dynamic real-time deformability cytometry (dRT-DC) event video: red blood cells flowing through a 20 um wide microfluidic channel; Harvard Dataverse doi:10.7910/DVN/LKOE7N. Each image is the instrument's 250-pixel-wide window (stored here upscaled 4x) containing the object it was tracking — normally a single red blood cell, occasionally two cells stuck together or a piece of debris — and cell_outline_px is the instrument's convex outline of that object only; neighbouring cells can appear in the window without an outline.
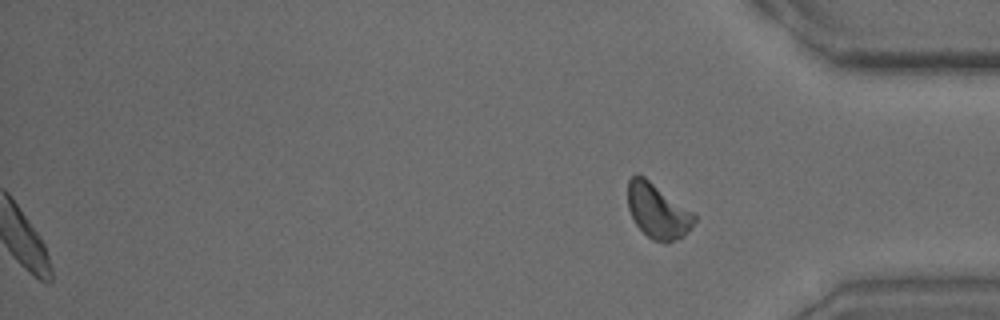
{"species": "common noctule bat (a hibernating species)", "species_latin": "Nyctalus noctula", "temperature_condition": "warm", "stored_images_in_passage": 40, "segment_of_instrument_passage": [2, 2], "camera_frame_rate_fps": 3000, "um_per_image_px": 0.085, "animal": {"sex": "male", "body_mass_g": 15.6}, "frame": {"image": 1, "passage_image": 40, "time_ms": 13.0, "image_size_px": [1000, 320], "cell_outline_px": [[696, 220], [692, 228], [684, 236], [672, 240], [652, 240], [636, 224], [628, 208], [628, 180], [636, 172], [644, 176], [692, 212], [696, 216]], "centroid_in_image_um": [55.89, 17.9], "position_along_channel_um": 379.3, "area_um2": 20.81}}